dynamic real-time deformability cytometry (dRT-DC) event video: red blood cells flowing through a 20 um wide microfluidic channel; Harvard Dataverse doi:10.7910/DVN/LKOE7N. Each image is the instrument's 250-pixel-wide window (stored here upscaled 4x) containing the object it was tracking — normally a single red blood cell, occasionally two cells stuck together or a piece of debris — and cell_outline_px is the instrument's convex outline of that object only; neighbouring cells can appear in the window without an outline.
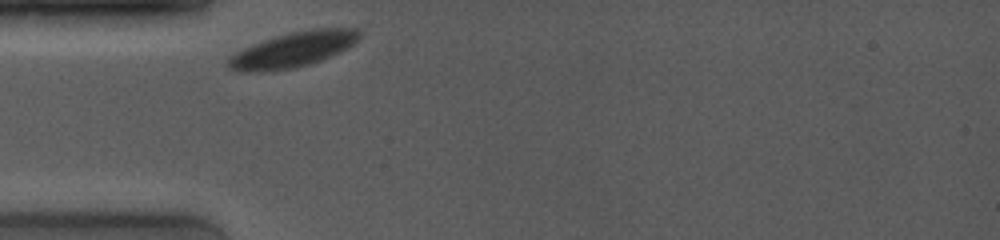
{"species": "common noctule bat (a hibernating species)", "species_latin": "Nyctalus noctula", "temperature_condition": "room temperature", "stored_images_in_passage": 39, "camera_frame_rate_fps": 4000, "um_per_image_px": 0.085, "animal": {"sex": "female", "body_mass_g": 19.0, "forearm_length_mm": 53.3}, "frame": {"image": 1, "passage_image": 1, "time_ms": 0.0, "image_size_px": [1000, 240], "cell_outline_px": [[360, 36], [348, 48], [320, 60], [308, 64], [292, 68], [244, 72], [240, 72], [228, 68], [228, 56], [252, 44], [276, 36], [292, 32], [320, 28], [356, 28], [360, 32]], "centroid_in_image_um": [24.89, 4.21], "position_along_channel_um": 60.1, "area_um2": 26.24}}
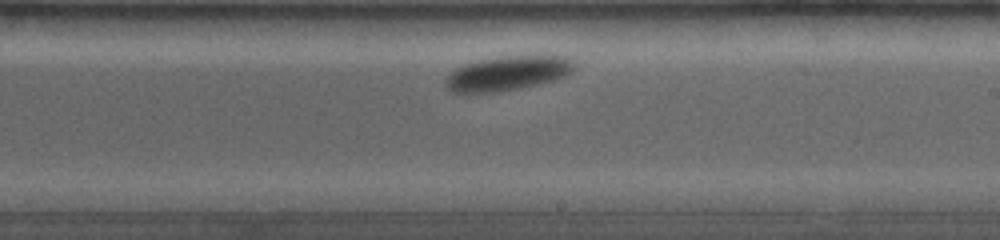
{"frame": {"image": 2, "passage_image": 22, "time_ms": 5.25, "image_size_px": [1000, 240], "cell_outline_px": [[576, 64], [564, 76], [556, 80], [540, 84], [500, 92], [452, 92], [444, 84], [444, 80], [456, 68], [464, 64], [496, 56], [552, 52], [568, 56]], "centroid_in_image_um": [43.24, 6.17], "position_along_channel_um": 245.8, "area_um2": 26.82}}
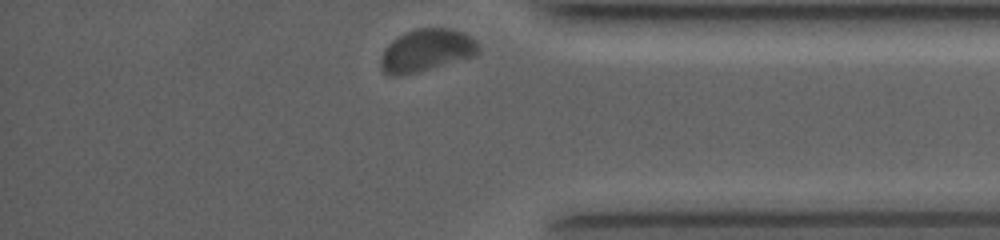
{"frame": {"image": 3, "passage_image": 39, "time_ms": 9.5, "image_size_px": [1000, 240], "cell_outline_px": [[480, 52], [472, 56], [416, 72], [400, 76], [392, 76], [384, 72], [380, 68], [380, 56], [388, 44], [392, 40], [416, 28], [452, 28], [468, 36], [476, 44]], "centroid_in_image_um": [36.17, 4.29], "position_along_channel_um": 399.0, "area_um2": 23.58}, "authors_computed_cell_mechanics": {"area_um2": 25.721, "velocity_mm_per_s": 3.6096, "shape_relaxation_time_tau1_ms": 2.1647, "shape_relaxation_time_tau2_ms": null, "deformation_change_tau1": 0.0745, "deformation_change_tau2": null}}